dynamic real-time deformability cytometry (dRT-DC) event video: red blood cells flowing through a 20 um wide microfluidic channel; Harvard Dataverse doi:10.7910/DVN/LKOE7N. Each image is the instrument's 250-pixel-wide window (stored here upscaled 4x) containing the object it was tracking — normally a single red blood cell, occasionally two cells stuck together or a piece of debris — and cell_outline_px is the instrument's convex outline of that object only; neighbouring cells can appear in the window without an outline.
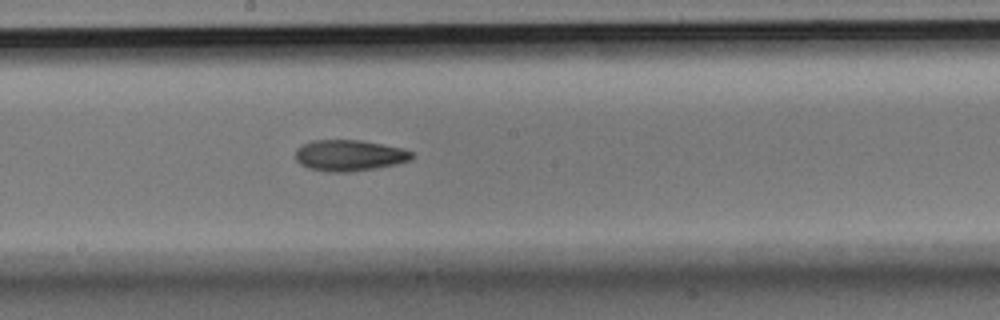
{"species": "Egyptian fruit bat (a non-hibernating species)", "species_latin": "Rousettus aegyptiacus", "temperature_condition": "room temperature", "stored_images_in_passage": 7, "camera_frame_rate_fps": 3000, "um_per_image_px": 0.085, "animal": {"sex": "male"}, "frame": {"image": 1, "passage_image": 7, "time_ms": 2.0, "image_size_px": [1000, 320], "cell_outline_px": [[416, 156], [412, 160], [396, 164], [376, 168], [352, 172], [324, 172], [308, 168], [300, 164], [296, 160], [296, 148], [312, 140], [360, 140], [404, 148], [412, 152]], "centroid_in_image_um": [29.72, 13.22], "position_along_channel_um": 218.5, "area_um2": 21.39}}